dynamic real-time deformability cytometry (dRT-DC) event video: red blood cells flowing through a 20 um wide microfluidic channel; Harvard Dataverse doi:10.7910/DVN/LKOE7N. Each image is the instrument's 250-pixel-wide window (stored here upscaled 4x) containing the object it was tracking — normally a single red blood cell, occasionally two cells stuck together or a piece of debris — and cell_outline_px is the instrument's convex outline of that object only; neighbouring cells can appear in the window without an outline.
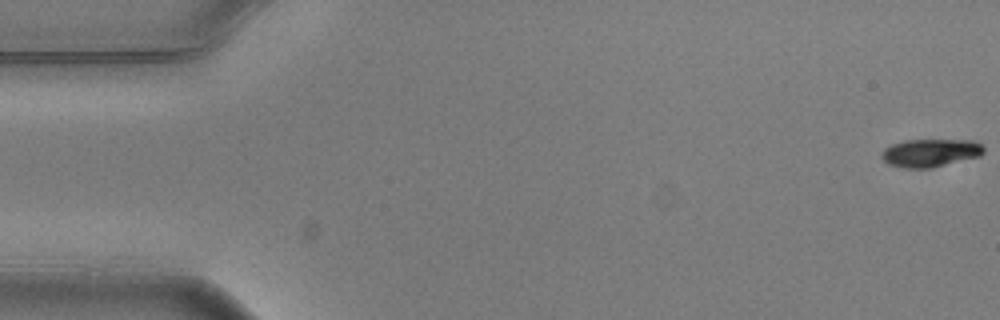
{"species": "common noctule bat (a hibernating species)", "species_latin": "Nyctalus noctula", "temperature_condition": "warm", "stored_images_in_passage": 5, "camera_frame_rate_fps": 3000, "um_per_image_px": 0.085, "animal": {"sex": "male", "body_mass_g": 20.5, "forearm_length_mm": 52.5}, "frame": {"image": 1, "passage_image": 1, "time_ms": 0.0, "image_size_px": [1000, 320], "cell_outline_px": [[984, 152], [980, 156], [932, 168], [900, 168], [888, 164], [880, 156], [880, 152], [884, 148], [892, 144], [904, 140], [972, 140], [984, 144]], "centroid_in_image_um": [79.07, 12.99], "position_along_channel_um": 5.9, "area_um2": 16.94}}
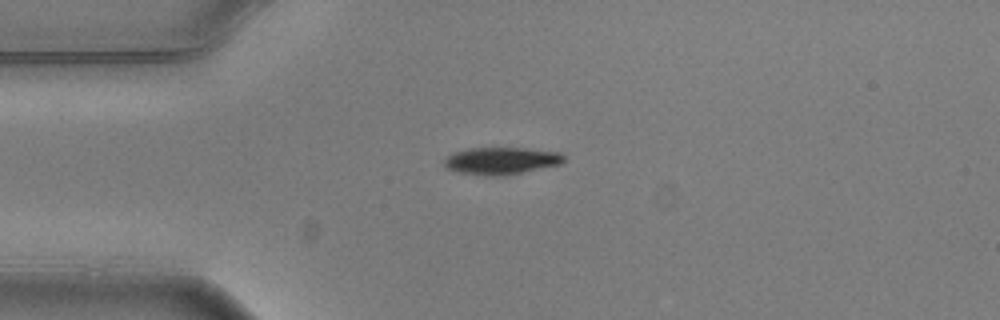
{"frame": {"image": 2, "passage_image": 4, "time_ms": 1.0, "image_size_px": [1000, 320], "cell_outline_px": [[564, 164], [508, 176], [484, 176], [456, 172], [448, 168], [444, 164], [444, 160], [452, 152], [468, 148], [524, 148], [560, 152], [564, 156]], "centroid_in_image_um": [42.64, 13.68], "position_along_channel_um": 42.4, "area_um2": 19.42}}